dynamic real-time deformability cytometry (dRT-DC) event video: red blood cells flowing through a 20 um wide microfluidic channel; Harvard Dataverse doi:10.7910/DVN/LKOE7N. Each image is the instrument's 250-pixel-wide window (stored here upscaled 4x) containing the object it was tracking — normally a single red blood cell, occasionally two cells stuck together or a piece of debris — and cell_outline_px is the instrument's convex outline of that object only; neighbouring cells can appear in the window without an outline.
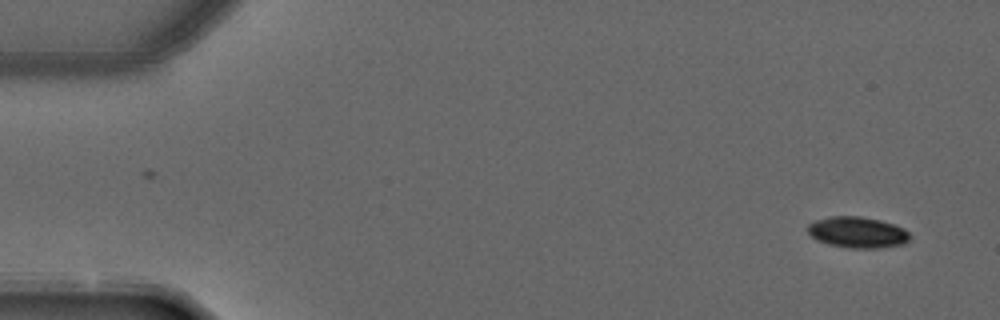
{"species": "common noctule bat (a hibernating species)", "species_latin": "Nyctalus noctula", "temperature_condition": "warm", "stored_images_in_passage": 4, "camera_frame_rate_fps": 3000, "um_per_image_px": 0.085, "animal": {"sex": "male", "forearm_length_mm": 52.5}, "frame": {"image": 1, "passage_image": 1, "time_ms": 0.0, "image_size_px": [1000, 320], "cell_outline_px": [[908, 240], [904, 244], [884, 248], [852, 248], [828, 244], [816, 240], [808, 232], [808, 224], [816, 220], [832, 216], [860, 216], [880, 220], [904, 228], [908, 232]], "centroid_in_image_um": [72.88, 19.75], "position_along_channel_um": 12.1, "area_um2": 18.44}}
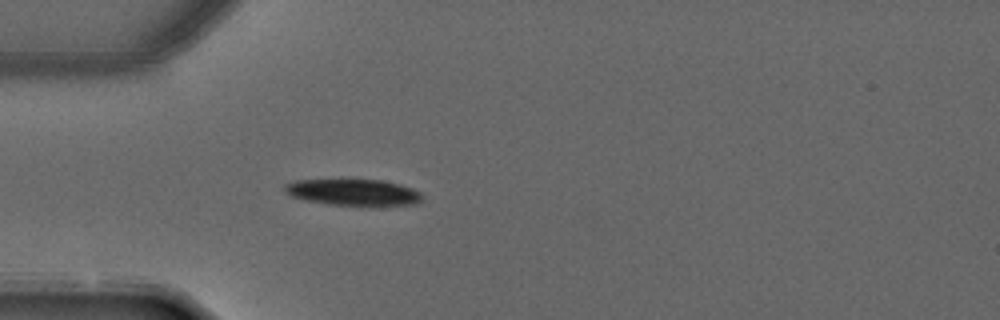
{"frame": {"image": 2, "passage_image": 4, "time_ms": 1.0, "image_size_px": [1000, 320], "cell_outline_px": [[424, 196], [416, 204], [380, 208], [372, 208], [332, 204], [308, 200], [292, 196], [284, 192], [284, 184], [296, 180], [340, 176], [380, 180], [400, 184], [412, 188], [420, 192]], "centroid_in_image_um": [30.06, 16.32], "position_along_channel_um": 54.9, "area_um2": 23.0}}